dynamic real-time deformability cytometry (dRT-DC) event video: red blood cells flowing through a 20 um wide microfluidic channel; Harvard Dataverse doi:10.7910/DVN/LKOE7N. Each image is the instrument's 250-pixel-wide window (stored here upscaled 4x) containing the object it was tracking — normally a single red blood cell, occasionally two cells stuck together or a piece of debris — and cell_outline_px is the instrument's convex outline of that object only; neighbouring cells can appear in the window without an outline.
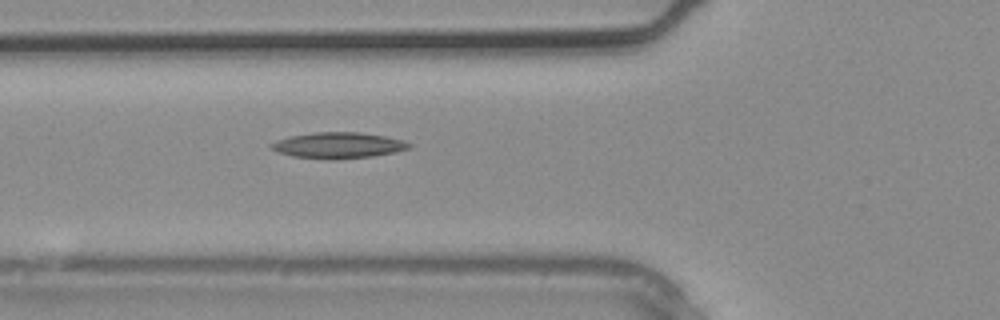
{"species": "common noctule bat (a hibernating species)", "species_latin": "Nyctalus noctula", "temperature_condition": "warm", "stored_images_in_passage": 5, "camera_frame_rate_fps": 3000, "um_per_image_px": 0.085, "animal": {"sex": "male", "body_mass_g": 20.4}, "frame": {"image": 1, "passage_image": 5, "time_ms": 1.333, "image_size_px": [1000, 320], "cell_outline_px": [[412, 148], [372, 156], [336, 160], [328, 160], [292, 156], [268, 148], [268, 144], [276, 140], [288, 136], [316, 132], [360, 132], [384, 136], [404, 140], [412, 144]], "centroid_in_image_um": [28.71, 12.35], "position_along_channel_um": 97.1, "area_um2": 21.1}}